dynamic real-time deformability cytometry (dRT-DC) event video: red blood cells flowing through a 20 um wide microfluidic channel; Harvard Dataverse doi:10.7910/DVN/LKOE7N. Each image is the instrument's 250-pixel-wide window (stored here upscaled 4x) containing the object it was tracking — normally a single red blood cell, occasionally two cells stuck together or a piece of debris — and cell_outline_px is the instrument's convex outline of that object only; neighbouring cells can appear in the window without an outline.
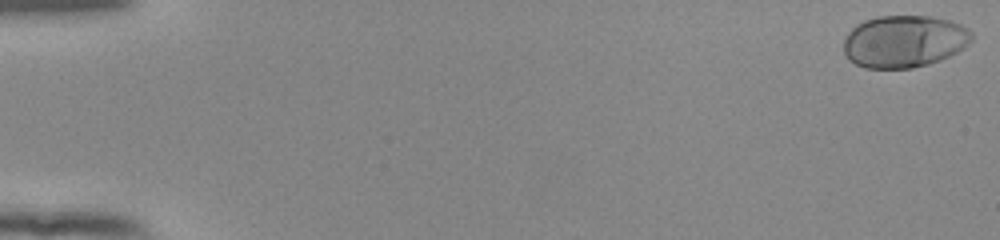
{"species": "human", "species_latin": "Homo sapiens", "temperature_condition": "room temperature", "stored_images_in_passage": 54, "camera_frame_rate_fps": 3000, "um_per_image_px": 0.085, "donor": {"sex": "female"}, "frame": {"image": 1, "passage_image": 1, "time_ms": 0.0, "image_size_px": [1000, 240], "cell_outline_px": [[972, 40], [964, 48], [940, 60], [928, 64], [912, 68], [864, 68], [848, 60], [844, 52], [844, 40], [848, 32], [856, 24], [864, 20], [880, 16], [932, 16], [952, 20], [968, 28], [972, 32]], "centroid_in_image_um": [76.86, 3.51], "position_along_channel_um": 8.1, "area_um2": 39.25}}
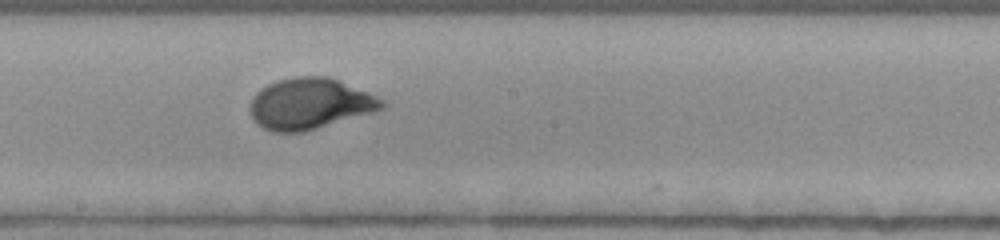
{"frame": {"image": 2, "passage_image": 31, "time_ms": 10.0, "image_size_px": [1000, 240], "cell_outline_px": [[388, 104], [384, 108], [372, 112], [304, 132], [272, 132], [256, 124], [252, 120], [248, 108], [252, 96], [260, 88], [276, 80], [296, 76], [328, 76], [340, 80], [368, 92], [384, 100]], "centroid_in_image_um": [26.3, 8.81], "position_along_channel_um": 221.9, "area_um2": 39.65}}
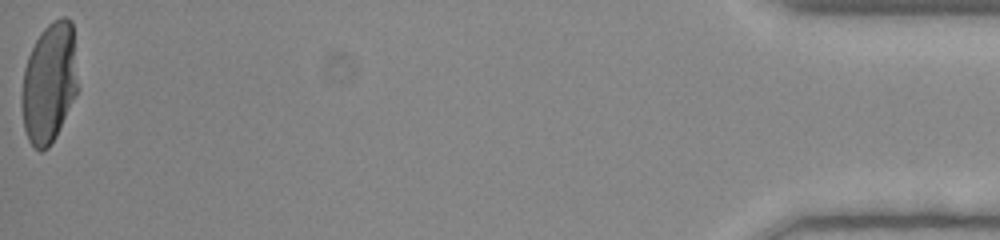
{"frame": {"image": 3, "passage_image": 54, "time_ms": 17.667, "image_size_px": [1000, 240], "cell_outline_px": [[76, 92], [56, 136], [48, 148], [40, 152], [28, 140], [24, 128], [20, 100], [20, 96], [24, 68], [28, 56], [40, 32], [48, 24], [60, 16], [64, 16], [72, 20], [76, 84]], "centroid_in_image_um": [4.13, 7.05], "position_along_channel_um": 431.1, "area_um2": 38.84}, "authors_computed_cell_mechanics": {"area_um2": 38.2636, "velocity_mm_per_s": 3.8921, "shape_relaxation_time_tau1_ms": 3.5878, "shape_relaxation_time_tau2_ms": null, "deformation_change_tau1": 0.1969, "deformation_change_tau2": null}}